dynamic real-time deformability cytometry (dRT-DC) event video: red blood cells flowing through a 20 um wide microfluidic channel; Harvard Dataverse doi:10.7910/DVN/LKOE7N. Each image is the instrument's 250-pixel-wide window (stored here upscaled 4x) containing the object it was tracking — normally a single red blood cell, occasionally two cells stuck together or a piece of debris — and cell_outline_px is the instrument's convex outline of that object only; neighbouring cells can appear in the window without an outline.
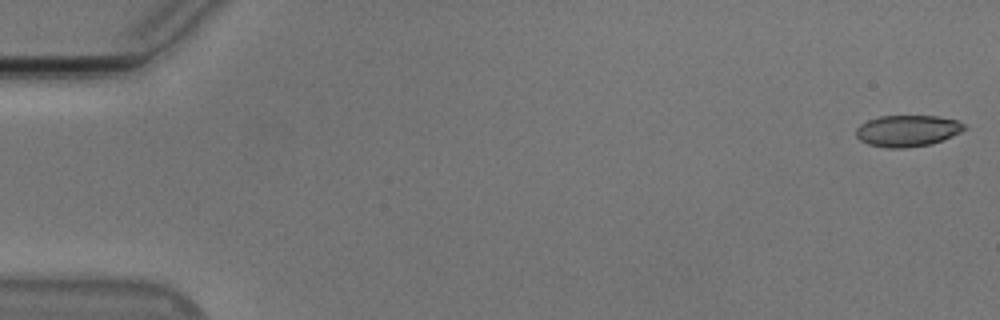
{"species": "Egyptian fruit bat (a non-hibernating species)", "species_latin": "Rousettus aegyptiacus", "temperature_condition": "cold", "stored_images_in_passage": 53, "camera_frame_rate_fps": 3000, "um_per_image_px": 0.085, "animal": {"sex": "male"}, "frame": {"image": 1, "passage_image": 1, "time_ms": 0.0, "image_size_px": [1000, 320], "cell_outline_px": [[968, 128], [960, 132], [932, 144], [908, 148], [888, 148], [868, 144], [860, 140], [856, 136], [856, 128], [860, 124], [868, 120], [880, 116], [936, 116], [956, 120], [964, 124]], "centroid_in_image_um": [77.12, 11.12], "position_along_channel_um": 7.9, "area_um2": 19.83}}
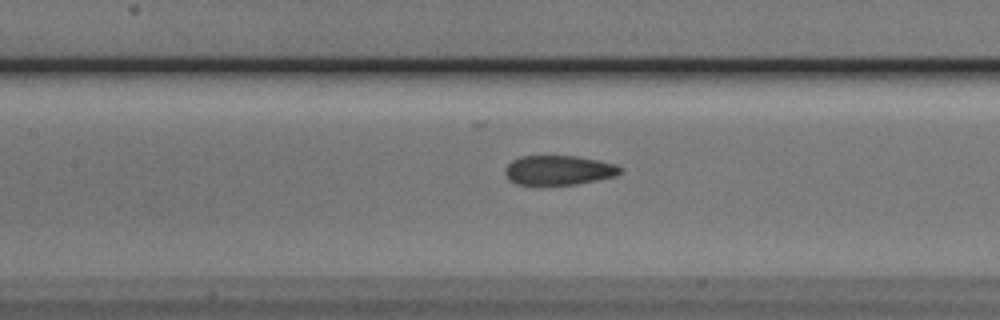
{"frame": {"image": 2, "passage_image": 25, "time_ms": 8.0, "image_size_px": [1000, 320], "cell_outline_px": [[620, 172], [616, 176], [576, 184], [516, 184], [508, 180], [504, 172], [504, 168], [512, 160], [520, 156], [576, 156], [616, 164], [620, 168]], "centroid_in_image_um": [47.44, 14.46], "position_along_channel_um": 160.0, "area_um2": 19.65}}
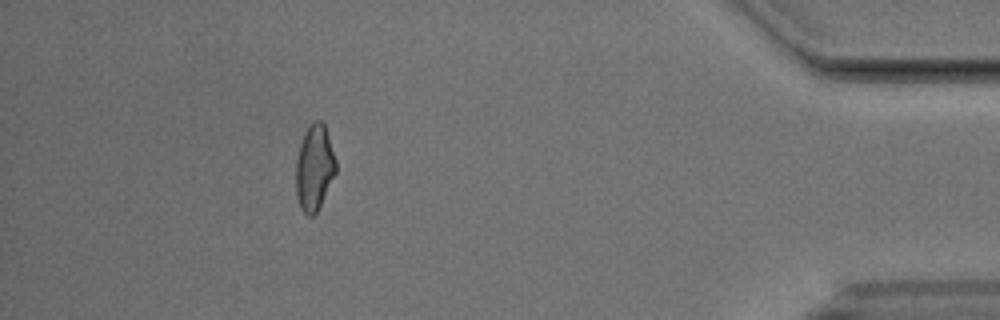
{"frame": {"image": 3, "passage_image": 49, "time_ms": 16.0, "image_size_px": [1000, 320], "cell_outline_px": [[336, 172], [316, 212], [312, 216], [308, 216], [300, 208], [296, 196], [296, 160], [300, 144], [304, 132], [308, 124], [316, 120], [320, 120], [324, 124], [336, 160]], "centroid_in_image_um": [26.7, 14.23], "position_along_channel_um": 408.5, "area_um2": 19.83}, "authors_computed_cell_mechanics": {"area_um2": 20.4612, "velocity_mm_per_s": 3.7758, "shape_relaxation_time_tau1_ms": null, "shape_relaxation_time_tau2_ms": 2.219, "deformation_change_tau1": null, "deformation_change_tau2": 0.0817}}